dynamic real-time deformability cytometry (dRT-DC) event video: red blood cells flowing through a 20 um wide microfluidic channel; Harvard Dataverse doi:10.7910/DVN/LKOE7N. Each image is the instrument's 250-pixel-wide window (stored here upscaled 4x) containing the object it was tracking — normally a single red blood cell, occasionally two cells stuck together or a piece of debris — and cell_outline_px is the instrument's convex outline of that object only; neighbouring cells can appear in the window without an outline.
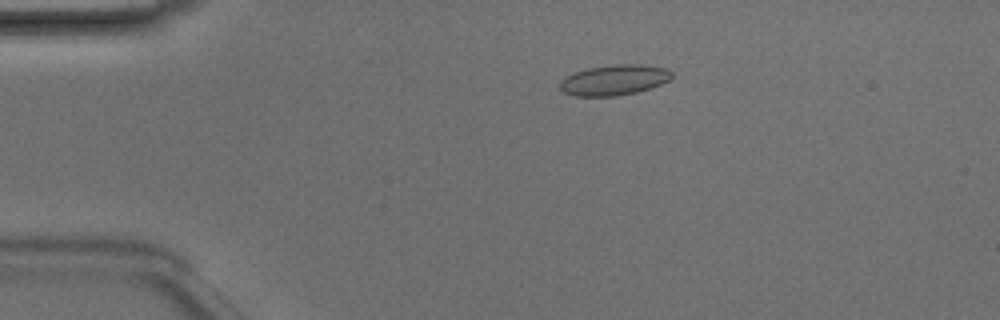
{"species": "Egyptian fruit bat (a non-hibernating species)", "species_latin": "Rousettus aegyptiacus", "temperature_condition": "room temperature", "stored_images_in_passage": 48, "camera_frame_rate_fps": 3000, "um_per_image_px": 0.085, "animal": {"sex": "male"}, "frame": {"image": 1, "passage_image": 10, "time_ms": 3.0, "image_size_px": [1000, 320], "cell_outline_px": [[672, 76], [668, 80], [660, 84], [636, 92], [616, 96], [576, 96], [564, 92], [560, 88], [560, 80], [576, 72], [588, 68], [616, 64], [640, 64], [668, 68], [672, 72]], "centroid_in_image_um": [52.21, 6.79], "position_along_channel_um": 32.8, "area_um2": 19.65}}
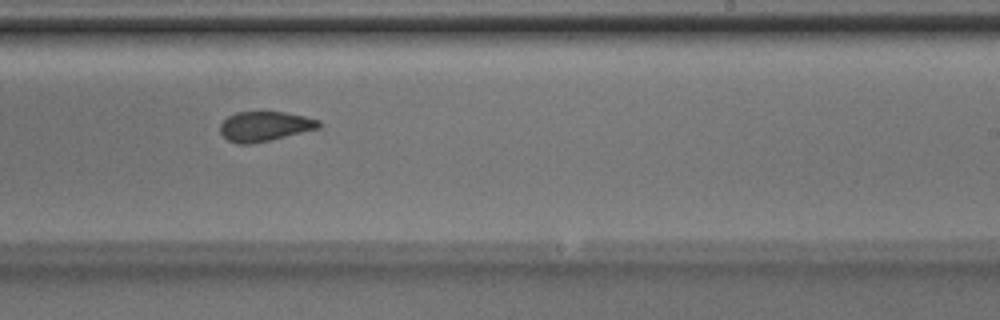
{"frame": {"image": 2, "passage_image": 30, "time_ms": 9.667, "image_size_px": [1000, 320], "cell_outline_px": [[324, 124], [320, 128], [252, 144], [240, 144], [228, 140], [220, 132], [220, 124], [228, 116], [236, 112], [260, 108], [284, 112], [304, 116], [320, 120]], "centroid_in_image_um": [22.51, 10.68], "position_along_channel_um": 266.5, "area_um2": 17.8}}
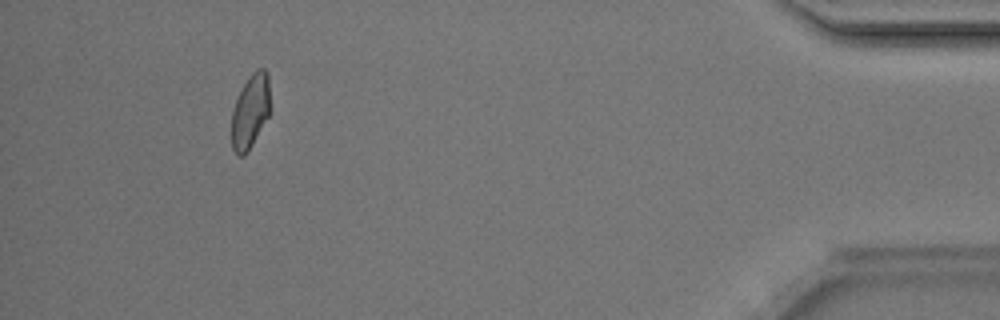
{"frame": {"image": 3, "passage_image": 45, "time_ms": 14.667, "image_size_px": [1000, 320], "cell_outline_px": [[268, 116], [248, 152], [244, 156], [240, 156], [232, 148], [232, 112], [236, 100], [244, 84], [252, 72], [256, 68], [264, 68], [268, 72]], "centroid_in_image_um": [21.26, 9.46], "position_along_channel_um": 413.9, "area_um2": 16.24}, "authors_computed_cell_mechanics": {"area_um2": 18.3804, "velocity_mm_per_s": 4.2041, "shape_relaxation_time_tau1_ms": 8.5324, "shape_relaxation_time_tau2_ms": 1.0535, "deformation_change_tau1": 0.1491, "deformation_change_tau2": 0.0542}}